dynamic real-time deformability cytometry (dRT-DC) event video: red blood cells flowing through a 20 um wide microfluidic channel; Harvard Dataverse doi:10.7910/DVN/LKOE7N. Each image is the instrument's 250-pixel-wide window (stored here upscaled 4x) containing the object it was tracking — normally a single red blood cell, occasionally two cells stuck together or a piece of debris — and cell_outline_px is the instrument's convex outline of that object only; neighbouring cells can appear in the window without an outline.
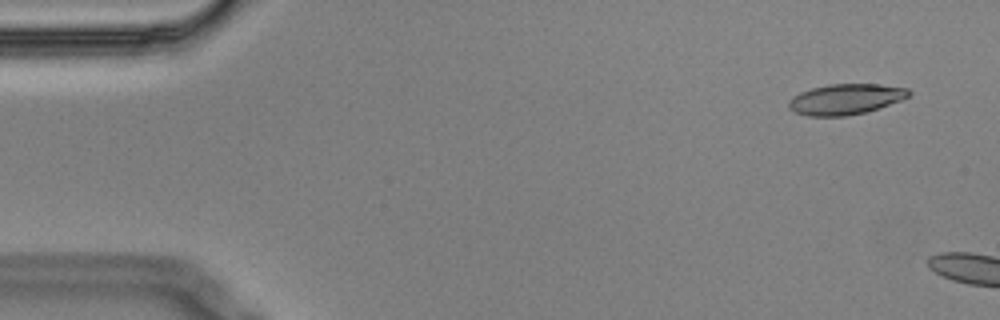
{"species": "Egyptian fruit bat (a non-hibernating species)", "species_latin": "Rousettus aegyptiacus", "temperature_condition": "cold", "stored_images_in_passage": 3, "camera_frame_rate_fps": 3000, "um_per_image_px": 0.085, "animal": {"sex": "male"}, "frame": {"image": 1, "passage_image": 1, "time_ms": 0.0, "image_size_px": [1000, 320], "cell_outline_px": [[912, 92], [908, 96], [900, 100], [864, 112], [844, 116], [808, 116], [796, 112], [788, 108], [788, 104], [792, 96], [800, 92], [812, 88], [828, 84], [880, 84], [908, 88]], "centroid_in_image_um": [71.85, 8.42], "position_along_channel_um": 13.2, "area_um2": 21.21}}